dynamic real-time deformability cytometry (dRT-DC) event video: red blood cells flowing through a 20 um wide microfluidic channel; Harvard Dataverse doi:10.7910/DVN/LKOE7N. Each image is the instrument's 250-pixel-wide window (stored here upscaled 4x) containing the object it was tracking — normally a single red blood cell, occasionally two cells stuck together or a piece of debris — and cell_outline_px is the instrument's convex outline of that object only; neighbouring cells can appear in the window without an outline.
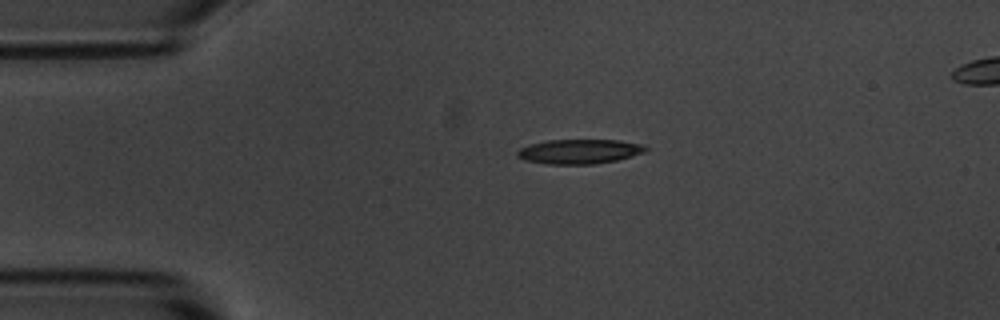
{"species": "common noctule bat (a hibernating species)", "species_latin": "Nyctalus noctula", "temperature_condition": "room temperature", "stored_images_in_passage": 3, "camera_frame_rate_fps": 3000, "um_per_image_px": 0.085, "animal": {"sex": "male", "body_mass_g": 20.1, "forearm_length_mm": 53.5}, "frame": {"image": 1, "passage_image": 1, "time_ms": 0.0, "image_size_px": [1000, 320], "cell_outline_px": [[648, 148], [644, 152], [632, 156], [616, 160], [596, 164], [548, 164], [524, 160], [516, 156], [516, 152], [520, 148], [528, 144], [548, 140], [620, 140], [644, 144]], "centroid_in_image_um": [49.24, 12.87], "position_along_channel_um": 35.8, "area_um2": 18.5}}
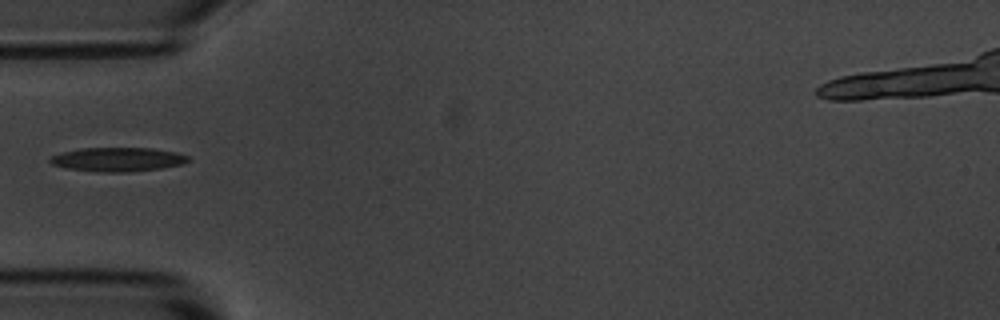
{"frame": {"image": 2, "passage_image": 3, "time_ms": 2.0, "image_size_px": [1000, 320], "cell_outline_px": [[192, 160], [180, 164], [160, 168], [124, 172], [104, 172], [68, 168], [52, 164], [48, 160], [52, 156], [64, 152], [80, 148], [152, 148], [176, 152], [192, 156]], "centroid_in_image_um": [10.07, 13.54], "position_along_channel_um": 74.9, "area_um2": 19.13}}